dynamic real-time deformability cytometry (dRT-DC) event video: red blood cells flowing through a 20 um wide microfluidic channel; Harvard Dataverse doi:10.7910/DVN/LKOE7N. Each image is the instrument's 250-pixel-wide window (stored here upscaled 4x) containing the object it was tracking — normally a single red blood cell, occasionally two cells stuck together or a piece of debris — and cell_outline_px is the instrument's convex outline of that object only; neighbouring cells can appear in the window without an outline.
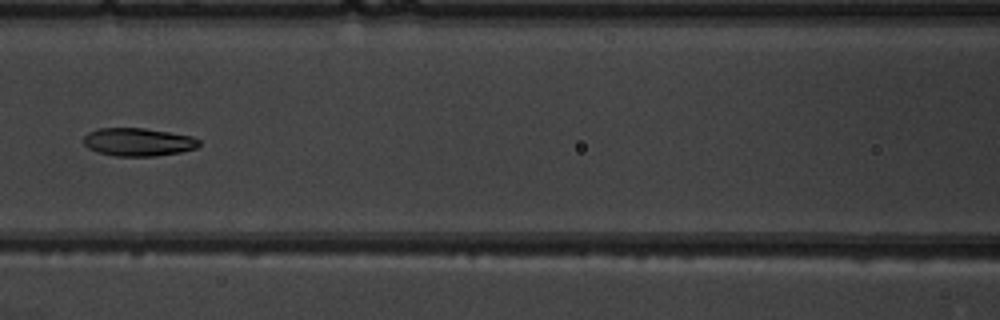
{"species": "common noctule bat (a hibernating species)", "species_latin": "Nyctalus noctula", "temperature_condition": "warm", "stored_images_in_passage": 6, "camera_frame_rate_fps": 3000, "um_per_image_px": 0.085, "animal": {"sex": "male", "body_mass_g": 19.5, "forearm_length_mm": 54.6}, "frame": {"image": 1, "passage_image": 6, "time_ms": 6.667, "image_size_px": [1000, 320], "cell_outline_px": [[200, 144], [196, 148], [180, 152], [156, 156], [112, 156], [96, 152], [88, 148], [84, 144], [84, 136], [88, 132], [100, 128], [144, 128], [192, 136], [200, 140]], "centroid_in_image_um": [11.73, 12.08], "position_along_channel_um": 154.9, "area_um2": 18.96}}